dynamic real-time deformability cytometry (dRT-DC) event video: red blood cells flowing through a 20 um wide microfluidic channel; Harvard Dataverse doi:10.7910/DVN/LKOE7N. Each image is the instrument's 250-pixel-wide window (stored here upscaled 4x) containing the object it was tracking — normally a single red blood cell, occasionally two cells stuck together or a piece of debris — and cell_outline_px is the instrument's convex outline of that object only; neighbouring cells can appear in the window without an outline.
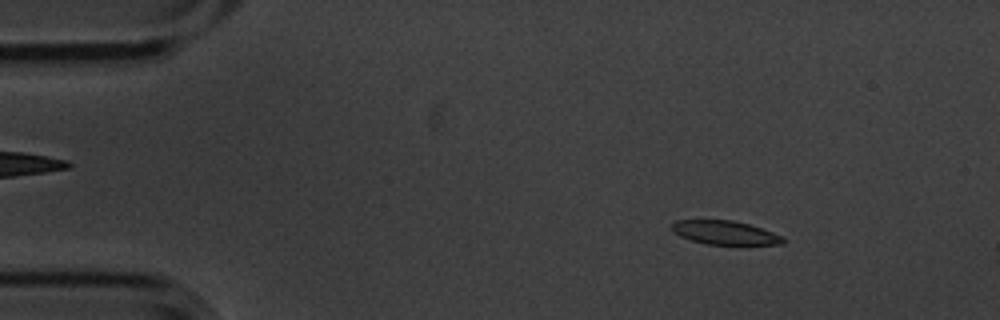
{"species": "common noctule bat (a hibernating species)", "species_latin": "Nyctalus noctula", "temperature_condition": "cold", "stored_images_in_passage": 4, "camera_frame_rate_fps": 3000, "um_per_image_px": 0.085, "animal": {"sex": "male", "body_mass_g": 20.1, "forearm_length_mm": 53.5}, "frame": {"image": 1, "passage_image": 2, "time_ms": 0.333, "image_size_px": [1000, 320], "cell_outline_px": [[784, 244], [704, 244], [688, 240], [672, 232], [672, 224], [676, 220], [732, 220], [748, 224], [784, 236]], "centroid_in_image_um": [61.58, 19.78], "position_along_channel_um": 23.4, "area_um2": 15.37}}